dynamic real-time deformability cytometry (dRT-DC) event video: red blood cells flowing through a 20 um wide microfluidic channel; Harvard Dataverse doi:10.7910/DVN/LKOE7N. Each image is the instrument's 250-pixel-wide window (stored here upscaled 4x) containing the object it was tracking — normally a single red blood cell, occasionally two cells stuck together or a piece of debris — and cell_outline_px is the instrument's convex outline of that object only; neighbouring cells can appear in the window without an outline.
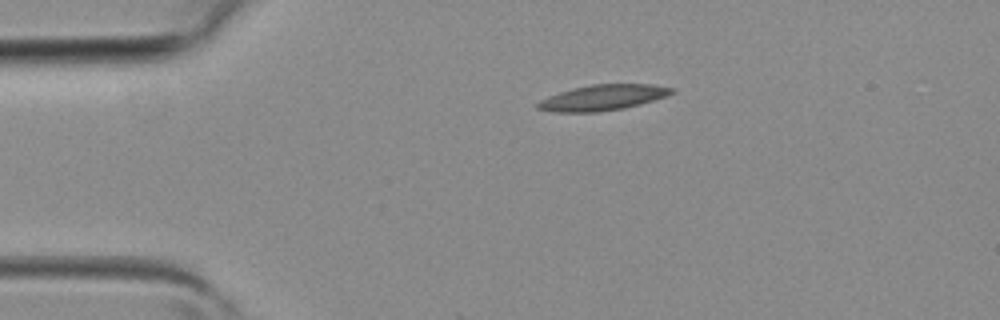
{"species": "common noctule bat (a hibernating species)", "species_latin": "Nyctalus noctula", "temperature_condition": "room temperature", "stored_images_in_passage": 4, "camera_frame_rate_fps": 3000, "um_per_image_px": 0.085, "animal": {"sex": "female", "body_mass_g": 19.3, "forearm_length_mm": 54.1}, "frame": {"image": 1, "passage_image": 4, "time_ms": 1.0, "image_size_px": [1000, 320], "cell_outline_px": [[676, 92], [652, 100], [624, 108], [596, 112], [552, 112], [536, 108], [536, 104], [540, 100], [548, 96], [572, 88], [592, 84], [652, 84], [676, 88]], "centroid_in_image_um": [51.22, 8.29], "position_along_channel_um": 33.8, "area_um2": 19.94}}